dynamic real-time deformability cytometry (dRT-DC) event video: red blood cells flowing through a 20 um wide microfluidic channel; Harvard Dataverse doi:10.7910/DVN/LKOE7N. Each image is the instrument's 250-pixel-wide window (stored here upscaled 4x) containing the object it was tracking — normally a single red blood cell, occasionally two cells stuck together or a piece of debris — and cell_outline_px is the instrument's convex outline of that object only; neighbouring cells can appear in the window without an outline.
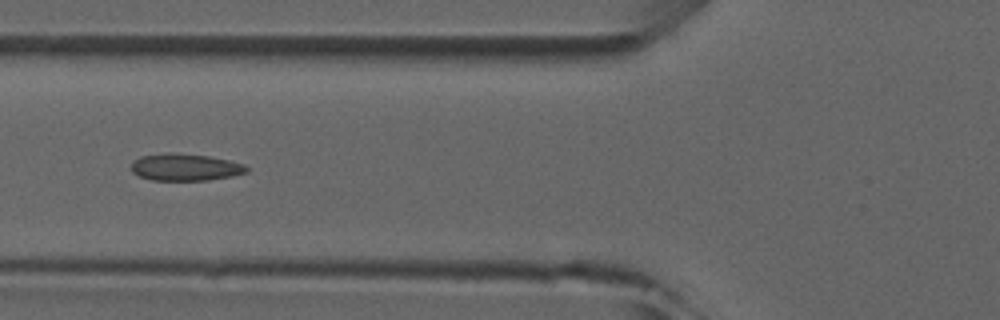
{"species": "common noctule bat (a hibernating species)", "species_latin": "Nyctalus noctula", "temperature_condition": "room temperature", "stored_images_in_passage": 6, "camera_frame_rate_fps": 3000, "um_per_image_px": 0.085, "animal": {"sex": "male", "forearm_length_mm": 52.5}, "frame": {"image": 1, "passage_image": 6, "time_ms": 5.667, "image_size_px": [1000, 320], "cell_outline_px": [[248, 172], [232, 176], [208, 180], [152, 180], [140, 176], [132, 172], [132, 164], [140, 156], [168, 152], [208, 156], [228, 160], [244, 164], [248, 168]], "centroid_in_image_um": [15.76, 14.21], "position_along_channel_um": 110.0, "area_um2": 18.03}}